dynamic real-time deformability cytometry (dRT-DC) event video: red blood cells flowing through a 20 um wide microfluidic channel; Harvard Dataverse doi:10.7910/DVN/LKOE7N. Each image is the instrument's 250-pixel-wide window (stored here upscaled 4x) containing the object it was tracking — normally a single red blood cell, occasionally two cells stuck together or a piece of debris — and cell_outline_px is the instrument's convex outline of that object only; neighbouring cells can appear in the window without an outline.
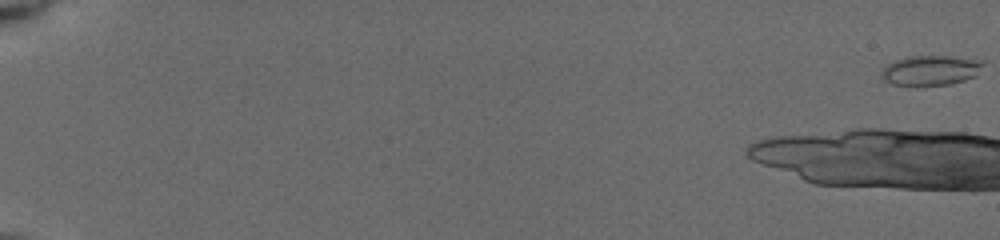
{"species": "common noctule bat (a hibernating species)", "species_latin": "Nyctalus noctula", "temperature_condition": "cold", "stored_images_in_passage": 9, "camera_frame_rate_fps": 3000, "um_per_image_px": 0.085, "animal": {"sex": "female", "body_mass_g": 19.5, "forearm_length_mm": 54.1}, "frame": {"image": 1, "passage_image": 1, "time_ms": 0.0, "image_size_px": [1000, 240], "cell_outline_px": [[984, 64], [976, 76], [952, 84], [916, 88], [892, 84], [884, 80], [880, 72], [888, 64], [896, 60], [908, 56], [952, 56], [984, 60]], "centroid_in_image_um": [79.11, 6.01], "position_along_channel_um": 5.9, "area_um2": 18.38}}